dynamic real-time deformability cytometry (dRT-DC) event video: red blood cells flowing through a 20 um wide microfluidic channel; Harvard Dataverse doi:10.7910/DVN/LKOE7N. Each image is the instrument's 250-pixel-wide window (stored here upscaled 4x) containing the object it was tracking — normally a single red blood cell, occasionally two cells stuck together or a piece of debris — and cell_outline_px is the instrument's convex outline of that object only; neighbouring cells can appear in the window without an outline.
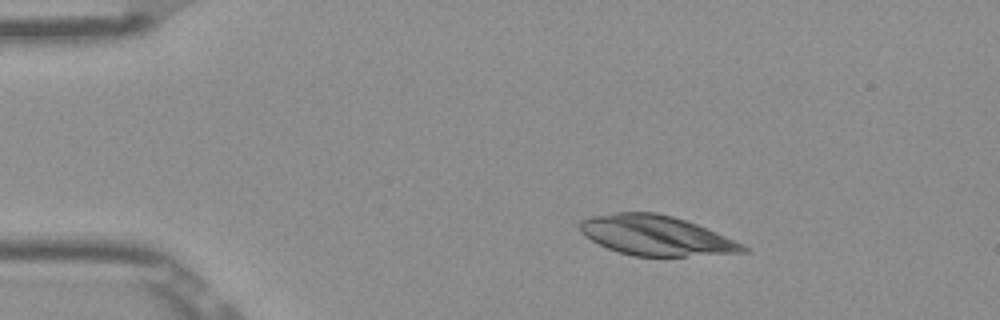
{"species": "Egyptian fruit bat (a non-hibernating species)", "species_latin": "Rousettus aegyptiacus", "temperature_condition": "room temperature", "stored_images_in_passage": 51, "camera_frame_rate_fps": 3000, "um_per_image_px": 0.085, "frame": {"image": 1, "passage_image": 8, "time_ms": 2.333, "image_size_px": [1000, 320], "cell_outline_px": [[748, 252], [684, 256], [632, 256], [608, 248], [584, 236], [580, 232], [580, 220], [592, 216], [616, 212], [656, 212], [672, 216], [696, 224], [716, 232], [744, 244], [748, 248]], "centroid_in_image_um": [55.75, 20.01], "position_along_channel_um": 29.2, "area_um2": 37.69}}
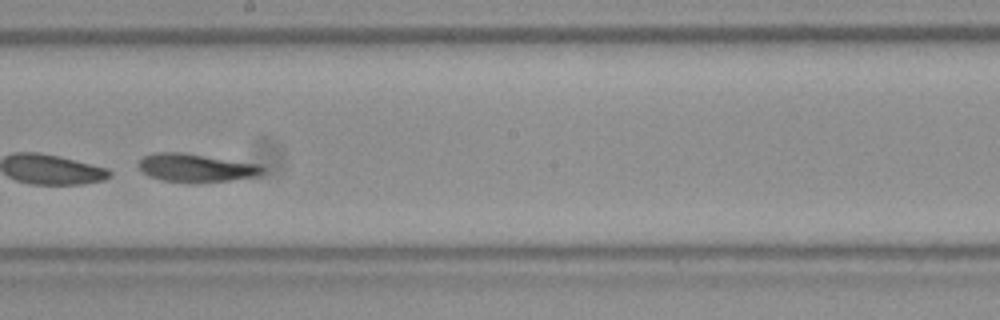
{"frame": {"image": 2, "passage_image": 29, "time_ms": 9.333, "image_size_px": [1000, 320], "cell_outline_px": [[264, 172], [256, 176], [228, 180], [196, 184], [160, 180], [148, 176], [136, 164], [144, 156], [156, 152], [184, 152], [264, 164]], "centroid_in_image_um": [16.68, 14.26], "position_along_channel_um": 231.5, "area_um2": 20.98}}